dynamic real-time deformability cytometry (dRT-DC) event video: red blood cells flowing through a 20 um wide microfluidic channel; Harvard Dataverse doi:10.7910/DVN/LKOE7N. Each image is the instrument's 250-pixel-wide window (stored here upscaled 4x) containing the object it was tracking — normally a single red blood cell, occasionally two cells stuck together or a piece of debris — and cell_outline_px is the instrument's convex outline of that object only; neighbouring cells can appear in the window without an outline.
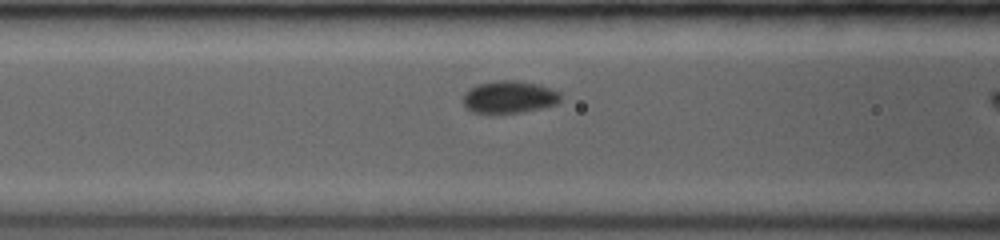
{"species": "common noctule bat (a hibernating species)", "species_latin": "Nyctalus noctula", "temperature_condition": "room temperature", "stored_images_in_passage": 8, "camera_frame_rate_fps": 3500, "um_per_image_px": 0.085, "animal": {"sex": "female", "body_mass_g": 19.0, "forearm_length_mm": 53.3}, "frame": {"image": 1, "passage_image": 7, "time_ms": 2.857, "image_size_px": [1000, 240], "cell_outline_px": [[560, 100], [556, 104], [540, 108], [520, 112], [472, 112], [464, 104], [464, 96], [472, 88], [480, 84], [492, 80], [516, 80], [540, 84], [560, 92]], "centroid_in_image_um": [43.34, 8.22], "position_along_channel_um": 123.3, "area_um2": 17.98}}